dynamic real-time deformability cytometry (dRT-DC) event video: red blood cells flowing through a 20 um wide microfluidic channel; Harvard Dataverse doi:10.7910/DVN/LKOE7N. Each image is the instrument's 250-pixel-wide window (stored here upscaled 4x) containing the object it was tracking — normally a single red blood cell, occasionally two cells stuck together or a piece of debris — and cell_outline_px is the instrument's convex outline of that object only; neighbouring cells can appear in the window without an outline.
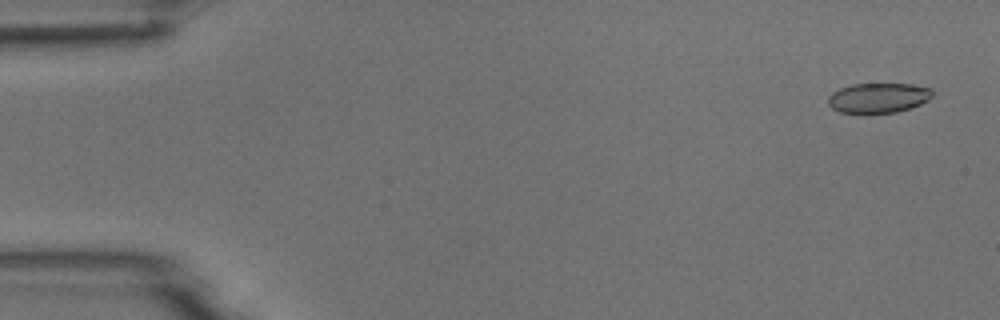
{"species": "common noctule bat (a hibernating species)", "species_latin": "Nyctalus noctula", "temperature_condition": "room temperature", "stored_images_in_passage": 4, "camera_frame_rate_fps": 3000, "um_per_image_px": 0.085, "animal": {"sex": "male", "body_mass_g": 18.8}, "frame": {"image": 1, "passage_image": 1, "time_ms": 0.0, "image_size_px": [1000, 320], "cell_outline_px": [[932, 96], [928, 100], [912, 108], [896, 112], [840, 112], [832, 108], [828, 104], [828, 96], [832, 92], [840, 88], [852, 84], [912, 84], [932, 88]], "centroid_in_image_um": [74.67, 8.3], "position_along_channel_um": 10.3, "area_um2": 18.09}}
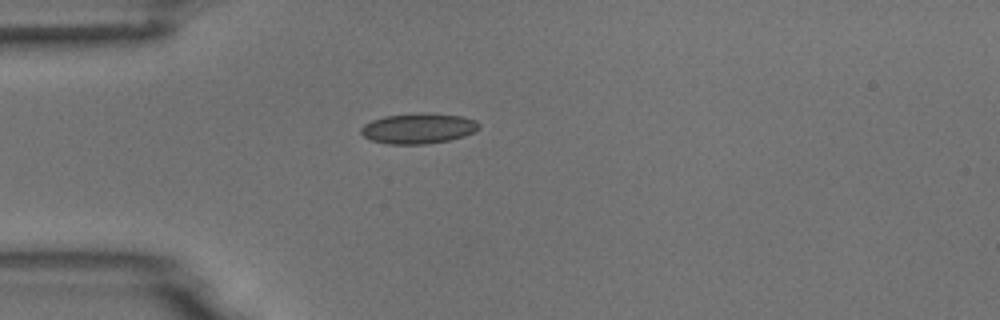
{"frame": {"image": 2, "passage_image": 4, "time_ms": 4.0, "image_size_px": [1000, 320], "cell_outline_px": [[480, 128], [464, 136], [448, 140], [424, 144], [388, 144], [372, 140], [364, 136], [360, 132], [360, 128], [364, 124], [372, 120], [384, 116], [420, 112], [424, 112], [464, 116], [476, 120], [480, 124]], "centroid_in_image_um": [35.56, 10.9], "position_along_channel_um": 49.4, "area_um2": 21.04}}